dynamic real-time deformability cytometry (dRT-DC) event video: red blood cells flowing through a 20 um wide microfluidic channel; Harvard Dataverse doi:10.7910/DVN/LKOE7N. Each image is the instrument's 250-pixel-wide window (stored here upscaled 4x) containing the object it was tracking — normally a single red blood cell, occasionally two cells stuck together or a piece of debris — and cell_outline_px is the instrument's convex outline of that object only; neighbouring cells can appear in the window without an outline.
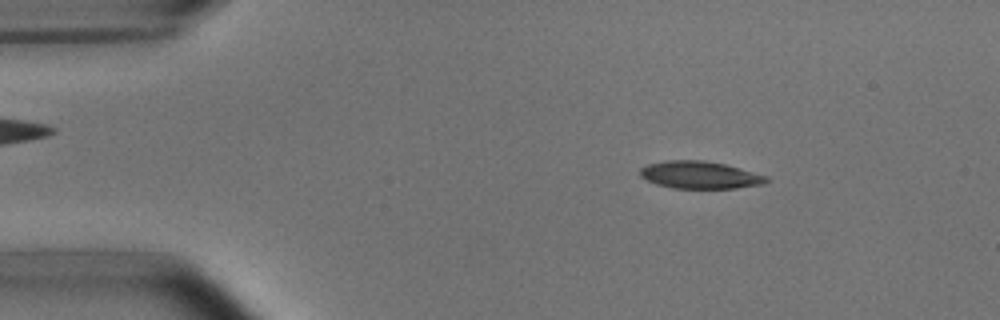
{"species": "common noctule bat (a hibernating species)", "species_latin": "Nyctalus noctula", "temperature_condition": "room temperature", "stored_images_in_passage": 4, "camera_frame_rate_fps": 3000, "um_per_image_px": 0.085, "animal": {"sex": "male", "body_mass_g": 15.6}, "frame": {"image": 1, "passage_image": 2, "time_ms": 1.0, "image_size_px": [1000, 320], "cell_outline_px": [[772, 180], [764, 184], [736, 188], [672, 188], [656, 184], [640, 176], [640, 168], [648, 164], [664, 160], [704, 160], [724, 164], [740, 168], [768, 176]], "centroid_in_image_um": [59.52, 14.87], "position_along_channel_um": 25.5, "area_um2": 20.29}}
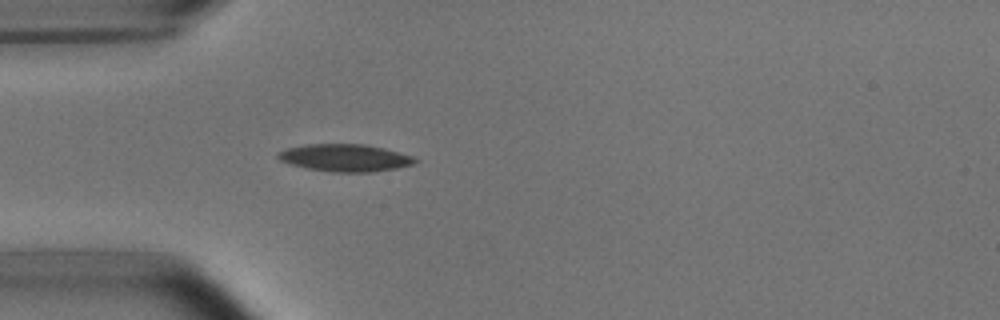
{"frame": {"image": 2, "passage_image": 4, "time_ms": 3.333, "image_size_px": [1000, 320], "cell_outline_px": [[420, 160], [412, 164], [396, 168], [372, 172], [332, 172], [308, 168], [292, 164], [280, 160], [276, 156], [276, 152], [288, 148], [308, 144], [364, 144], [384, 148], [412, 156]], "centroid_in_image_um": [29.33, 13.41], "position_along_channel_um": 55.7, "area_um2": 21.68}}